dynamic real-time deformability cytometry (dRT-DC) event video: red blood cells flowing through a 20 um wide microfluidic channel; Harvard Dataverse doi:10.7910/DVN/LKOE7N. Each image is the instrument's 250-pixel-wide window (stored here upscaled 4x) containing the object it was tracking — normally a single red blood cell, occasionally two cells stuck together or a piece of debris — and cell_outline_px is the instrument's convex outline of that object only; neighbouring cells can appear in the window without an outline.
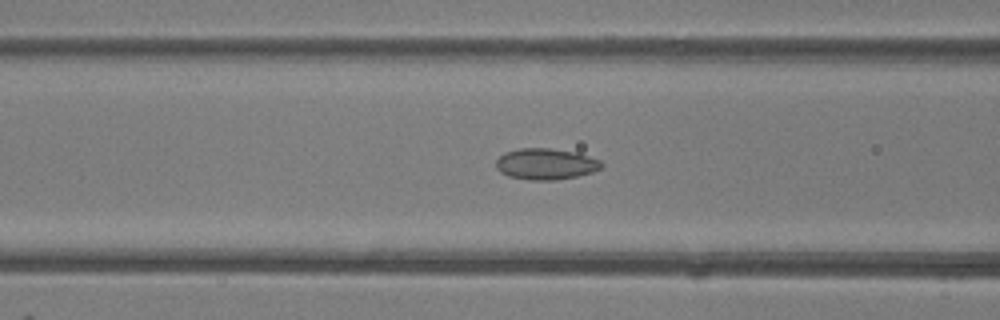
{"species": "common noctule bat (a hibernating species)", "species_latin": "Nyctalus noctula", "temperature_condition": "room temperature", "stored_images_in_passage": 48, "camera_frame_rate_fps": 3000, "um_per_image_px": 0.085, "animal": {"sex": "female"}, "frame": {"image": 1, "passage_image": 19, "time_ms": 6.0, "image_size_px": [1000, 320], "cell_outline_px": [[604, 164], [600, 168], [592, 172], [576, 176], [556, 180], [528, 180], [508, 176], [500, 172], [496, 168], [496, 160], [504, 152], [520, 148], [548, 148], [576, 152], [600, 160]], "centroid_in_image_um": [46.37, 13.94], "position_along_channel_um": 120.2, "area_um2": 19.19}}
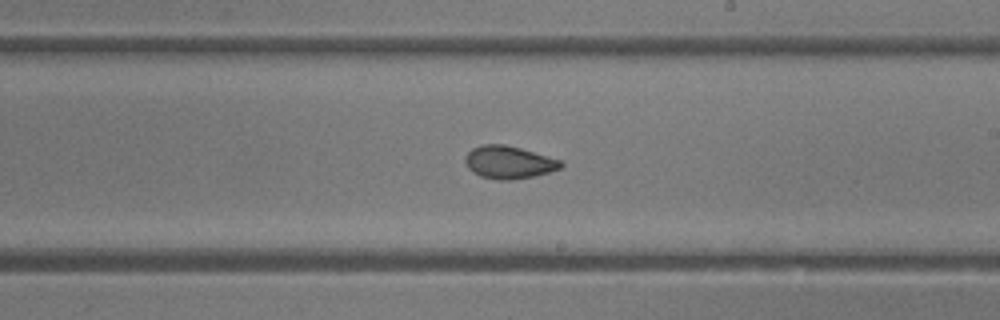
{"frame": {"image": 2, "passage_image": 28, "time_ms": 9.0, "image_size_px": [1000, 320], "cell_outline_px": [[564, 164], [560, 168], [548, 172], [532, 176], [512, 180], [496, 180], [480, 176], [472, 172], [468, 168], [464, 160], [464, 156], [472, 148], [480, 144], [504, 144], [520, 148], [560, 160]], "centroid_in_image_um": [43.19, 13.79], "position_along_channel_um": 245.8, "area_um2": 18.21}}
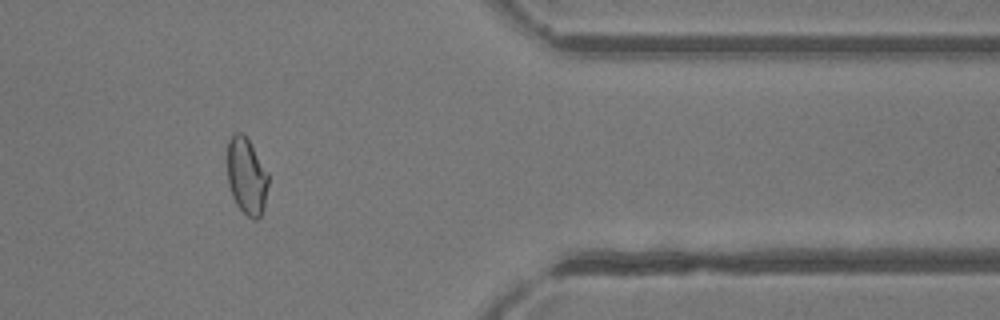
{"frame": {"image": 3, "passage_image": 40, "time_ms": 13.0, "image_size_px": [1000, 320], "cell_outline_px": [[268, 184], [264, 208], [260, 216], [256, 220], [252, 220], [236, 204], [232, 196], [228, 184], [228, 140], [236, 132], [240, 132], [248, 140], [268, 172]], "centroid_in_image_um": [20.97, 15.01], "position_along_channel_um": 390.4, "area_um2": 18.15}, "authors_computed_cell_mechanics": {"area_um2": 18.9006, "velocity_mm_per_s": 4.183, "shape_relaxation_time_tau1_ms": null, "shape_relaxation_time_tau2_ms": 1.6438, "deformation_change_tau1": null, "deformation_change_tau2": 0.0565}}